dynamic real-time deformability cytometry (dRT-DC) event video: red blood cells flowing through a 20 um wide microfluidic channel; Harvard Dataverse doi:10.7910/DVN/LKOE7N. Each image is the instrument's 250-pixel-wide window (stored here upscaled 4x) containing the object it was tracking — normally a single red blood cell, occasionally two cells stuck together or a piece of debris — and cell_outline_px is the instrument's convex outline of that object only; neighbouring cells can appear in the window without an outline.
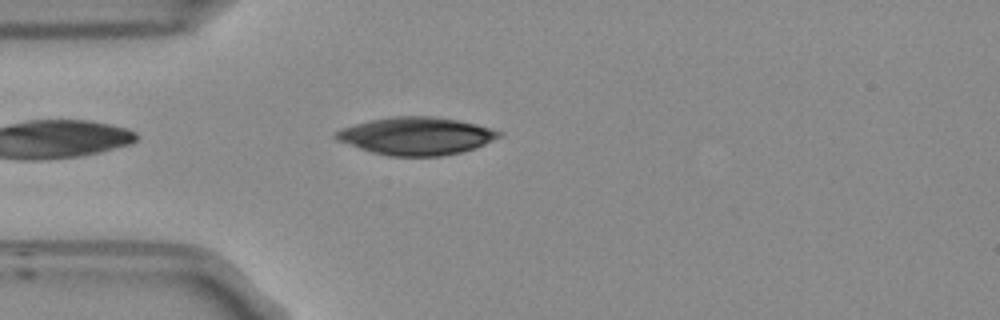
{"species": "Egyptian fruit bat (a non-hibernating species)", "species_latin": "Rousettus aegyptiacus", "temperature_condition": "room temperature", "stored_images_in_passage": 43, "camera_frame_rate_fps": 3000, "um_per_image_px": 0.085, "frame": {"image": 1, "passage_image": 4, "time_ms": 1.0, "image_size_px": [1000, 320], "cell_outline_px": [[504, 136], [484, 144], [460, 152], [440, 156], [388, 156], [372, 152], [336, 140], [332, 136], [336, 132], [344, 128], [356, 124], [372, 120], [396, 116], [432, 116], [456, 120], [476, 124], [504, 132]], "centroid_in_image_um": [35.41, 11.56], "position_along_channel_um": 49.6, "area_um2": 35.49}}
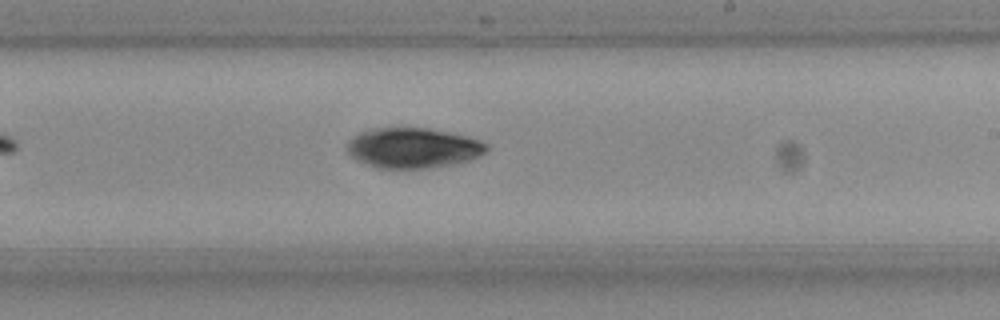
{"frame": {"image": 2, "passage_image": 21, "time_ms": 6.667, "image_size_px": [1000, 320], "cell_outline_px": [[488, 148], [484, 152], [468, 160], [448, 164], [424, 168], [376, 168], [356, 160], [344, 148], [348, 140], [352, 136], [360, 132], [376, 128], [428, 128], [468, 136], [480, 140], [488, 144]], "centroid_in_image_um": [35.04, 12.56], "position_along_channel_um": 254.0, "area_um2": 32.54}}
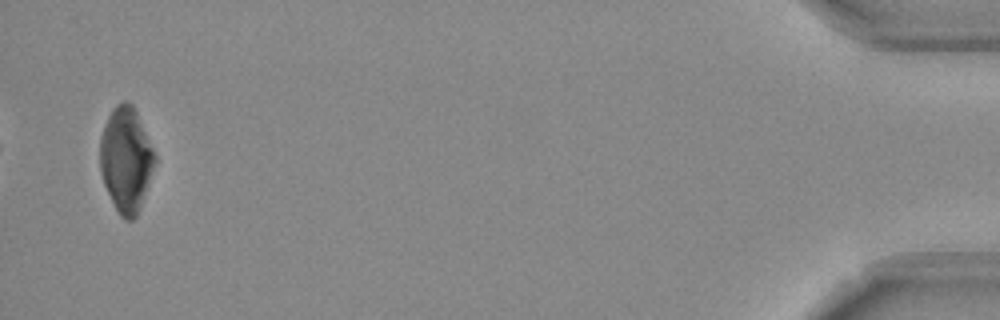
{"frame": {"image": 3, "passage_image": 42, "time_ms": 13.667, "image_size_px": [1000, 320], "cell_outline_px": [[156, 160], [140, 208], [136, 216], [132, 220], [124, 220], [120, 216], [104, 184], [100, 172], [100, 136], [104, 124], [112, 108], [116, 104], [124, 100], [128, 100], [132, 104], [136, 112], [156, 156]], "centroid_in_image_um": [10.69, 13.54], "position_along_channel_um": 424.5, "area_um2": 33.23}}